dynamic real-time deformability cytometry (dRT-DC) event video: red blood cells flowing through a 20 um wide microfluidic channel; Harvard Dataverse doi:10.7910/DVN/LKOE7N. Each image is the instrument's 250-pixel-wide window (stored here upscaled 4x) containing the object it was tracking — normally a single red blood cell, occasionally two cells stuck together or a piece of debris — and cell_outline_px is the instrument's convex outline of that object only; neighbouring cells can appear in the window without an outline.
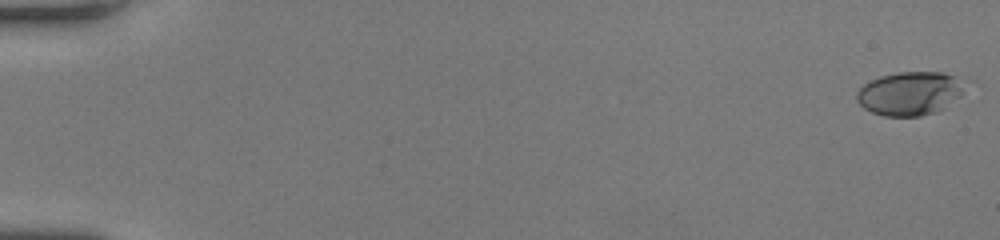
{"species": "human", "species_latin": "Homo sapiens", "temperature_condition": "room temperature", "stored_images_in_passage": 51, "camera_frame_rate_fps": 3000, "um_per_image_px": 0.085, "donor": {"sex": "female"}, "frame": {"image": 1, "passage_image": 1, "time_ms": 0.0, "image_size_px": [1000, 240], "cell_outline_px": [[964, 92], [960, 96], [944, 108], [936, 112], [920, 116], [884, 116], [872, 112], [864, 108], [856, 100], [856, 92], [864, 84], [880, 76], [900, 72], [944, 72], [956, 76], [964, 80]], "centroid_in_image_um": [77.36, 7.94], "position_along_channel_um": 7.6, "area_um2": 27.63}}
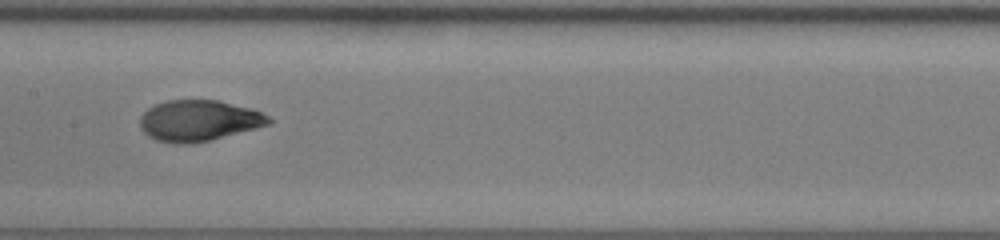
{"frame": {"image": 2, "passage_image": 28, "time_ms": 9.0, "image_size_px": [1000, 240], "cell_outline_px": [[272, 120], [268, 124], [208, 140], [188, 144], [172, 144], [156, 140], [148, 136], [140, 128], [140, 116], [148, 108], [156, 104], [168, 100], [216, 100], [252, 108], [268, 116]], "centroid_in_image_um": [16.83, 10.25], "position_along_channel_um": 190.6, "area_um2": 30.4}}
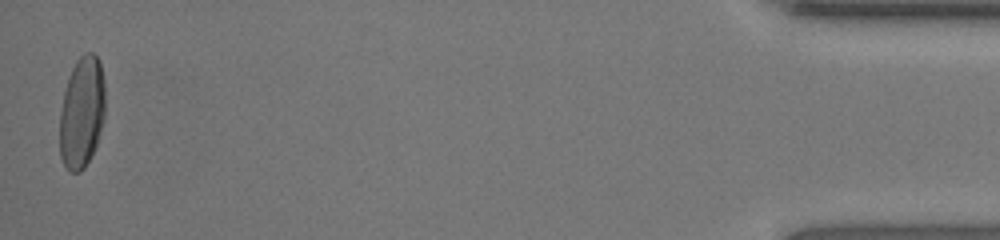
{"frame": {"image": 3, "passage_image": 51, "time_ms": 16.667, "image_size_px": [1000, 240], "cell_outline_px": [[104, 120], [96, 144], [84, 168], [80, 172], [68, 172], [64, 168], [60, 156], [60, 112], [64, 92], [68, 76], [76, 60], [84, 52], [92, 52], [100, 60], [104, 80]], "centroid_in_image_um": [6.95, 9.54], "position_along_channel_um": 428.3, "area_um2": 29.77}, "authors_computed_cell_mechanics": {"area_um2": 29.8248, "velocity_mm_per_s": 4.215, "shape_relaxation_time_tau1_ms": 5.2484, "shape_relaxation_time_tau2_ms": 0.7894, "deformation_change_tau1": 0.2318, "deformation_change_tau2": 0.055}}